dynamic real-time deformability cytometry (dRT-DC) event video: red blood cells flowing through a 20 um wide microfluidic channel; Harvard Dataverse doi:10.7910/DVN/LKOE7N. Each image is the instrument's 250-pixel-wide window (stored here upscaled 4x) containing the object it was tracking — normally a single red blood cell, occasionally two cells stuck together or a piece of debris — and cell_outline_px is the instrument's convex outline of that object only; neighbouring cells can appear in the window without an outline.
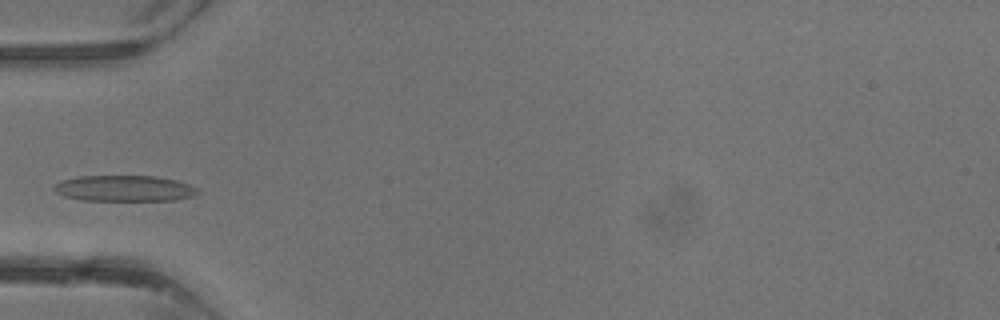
{"species": "common noctule bat (a hibernating species)", "species_latin": "Nyctalus noctula", "temperature_condition": "warm", "stored_images_in_passage": 3, "camera_frame_rate_fps": 3000, "um_per_image_px": 0.085, "animal": {"sex": "male", "body_mass_g": 13.3}, "frame": {"image": 1, "passage_image": 3, "time_ms": 2.333, "image_size_px": [1000, 320], "cell_outline_px": [[200, 192], [196, 196], [176, 200], [80, 200], [64, 196], [56, 192], [52, 188], [56, 184], [64, 180], [80, 176], [156, 176], [176, 180], [188, 184], [196, 188]], "centroid_in_image_um": [10.61, 16.02], "position_along_channel_um": 74.4, "area_um2": 21.68}}